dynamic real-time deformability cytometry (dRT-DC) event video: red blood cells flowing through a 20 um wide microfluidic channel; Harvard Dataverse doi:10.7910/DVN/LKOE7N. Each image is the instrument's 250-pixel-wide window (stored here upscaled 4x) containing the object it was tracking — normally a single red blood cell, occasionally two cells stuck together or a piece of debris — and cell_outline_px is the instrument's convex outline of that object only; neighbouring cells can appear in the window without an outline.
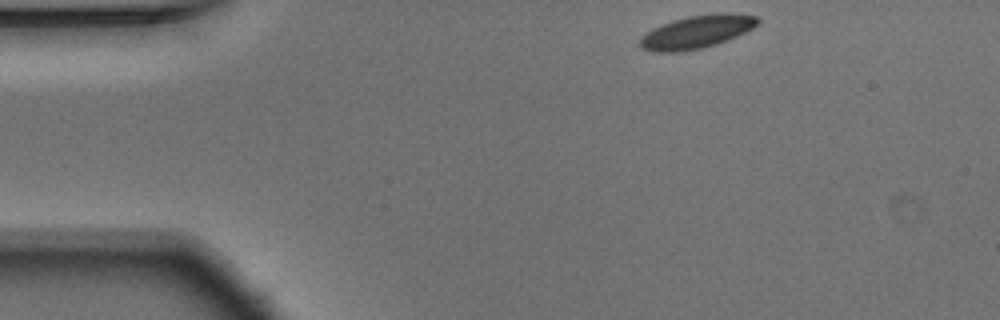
{"species": "Egyptian fruit bat (a non-hibernating species)", "species_latin": "Rousettus aegyptiacus", "temperature_condition": "warm", "stored_images_in_passage": 47, "camera_frame_rate_fps": 3000, "um_per_image_px": 0.085, "animal": {"sex": "male"}, "frame": {"image": 1, "passage_image": 1, "time_ms": 0.0, "image_size_px": [1000, 320], "cell_outline_px": [[760, 20], [752, 28], [736, 36], [716, 44], [700, 48], [680, 52], [660, 52], [640, 48], [640, 36], [652, 28], [672, 20], [688, 16], [720, 12], [732, 12], [756, 16]], "centroid_in_image_um": [59.2, 2.69], "position_along_channel_um": 25.8, "area_um2": 22.6}}
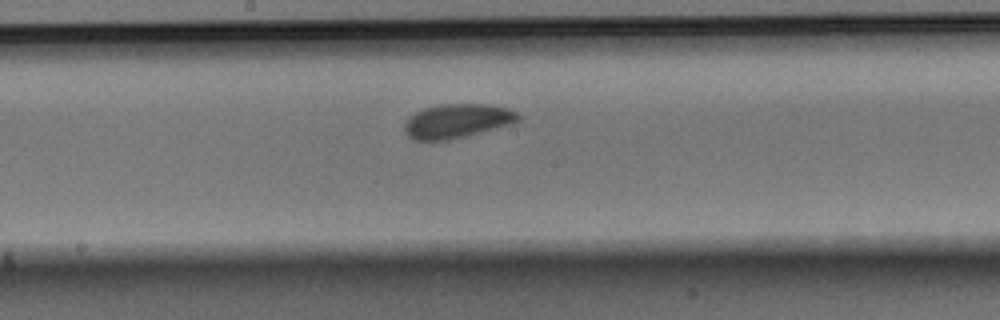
{"frame": {"image": 2, "passage_image": 21, "time_ms": 6.667, "image_size_px": [1000, 320], "cell_outline_px": [[520, 120], [512, 124], [448, 140], [412, 140], [404, 132], [404, 124], [408, 116], [424, 108], [440, 104], [488, 104], [508, 108], [520, 112]], "centroid_in_image_um": [38.86, 10.27], "position_along_channel_um": 209.3, "area_um2": 22.77}}
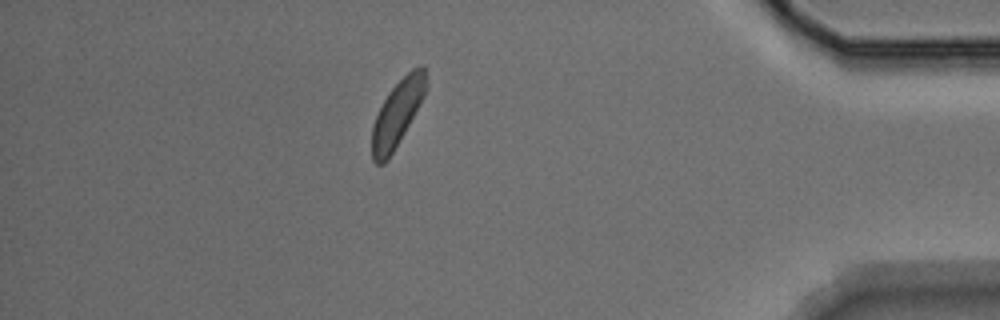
{"frame": {"image": 3, "passage_image": 40, "time_ms": 13.0, "image_size_px": [1000, 320], "cell_outline_px": [[424, 96], [404, 132], [388, 160], [384, 164], [376, 164], [372, 160], [372, 124], [388, 92], [412, 68], [424, 64]], "centroid_in_image_um": [33.72, 9.68], "position_along_channel_um": 401.5, "area_um2": 20.11}, "authors_computed_cell_mechanics": {"area_um2": 21.964, "velocity_mm_per_s": 3.6993, "shape_relaxation_time_tau1_ms": 2.3376, "shape_relaxation_time_tau2_ms": 6.9329, "deformation_change_tau1": 0.0788, "deformation_change_tau2": 0.1258}}